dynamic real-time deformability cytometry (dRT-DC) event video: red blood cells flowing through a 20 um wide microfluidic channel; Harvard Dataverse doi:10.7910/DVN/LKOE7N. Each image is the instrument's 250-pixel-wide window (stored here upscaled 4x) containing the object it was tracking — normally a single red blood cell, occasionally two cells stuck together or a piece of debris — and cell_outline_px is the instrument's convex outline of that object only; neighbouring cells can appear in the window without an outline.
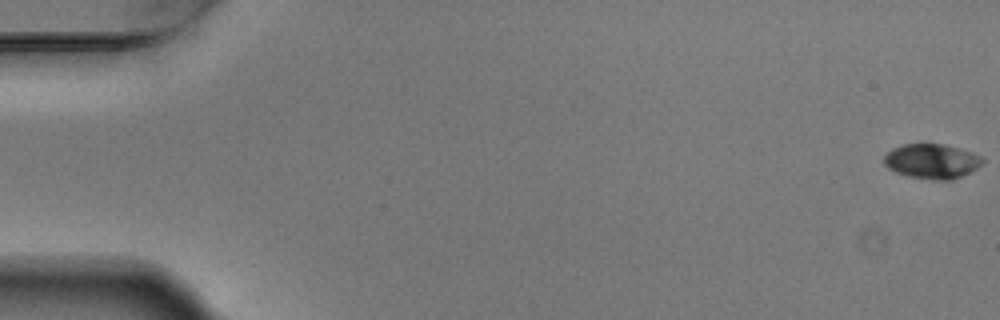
{"species": "Egyptian fruit bat (a non-hibernating species)", "species_latin": "Rousettus aegyptiacus", "temperature_condition": "warm", "stored_images_in_passage": 5, "camera_frame_rate_fps": 3000, "um_per_image_px": 0.085, "animal": {"sex": "male"}, "frame": {"image": 1, "passage_image": 1, "time_ms": 0.0, "image_size_px": [1000, 320], "cell_outline_px": [[984, 164], [952, 180], [932, 180], [908, 176], [896, 172], [888, 168], [884, 164], [884, 156], [892, 148], [904, 144], [924, 140], [944, 144], [980, 156], [984, 160]], "centroid_in_image_um": [79.16, 13.67], "position_along_channel_um": 5.8, "area_um2": 20.29}}
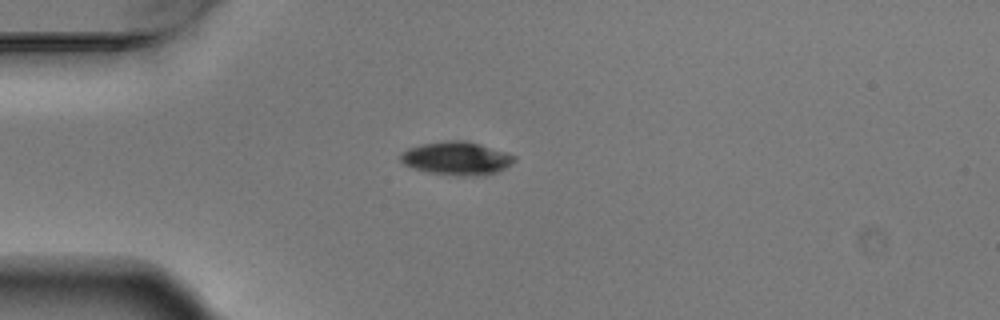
{"frame": {"image": 2, "passage_image": 4, "time_ms": 1.0, "image_size_px": [1000, 320], "cell_outline_px": [[516, 160], [512, 164], [496, 172], [484, 176], [464, 176], [428, 172], [412, 168], [404, 164], [400, 160], [400, 152], [408, 148], [420, 144], [444, 140], [468, 140], [516, 156]], "centroid_in_image_um": [38.79, 13.45], "position_along_channel_um": 46.2, "area_um2": 22.25}}